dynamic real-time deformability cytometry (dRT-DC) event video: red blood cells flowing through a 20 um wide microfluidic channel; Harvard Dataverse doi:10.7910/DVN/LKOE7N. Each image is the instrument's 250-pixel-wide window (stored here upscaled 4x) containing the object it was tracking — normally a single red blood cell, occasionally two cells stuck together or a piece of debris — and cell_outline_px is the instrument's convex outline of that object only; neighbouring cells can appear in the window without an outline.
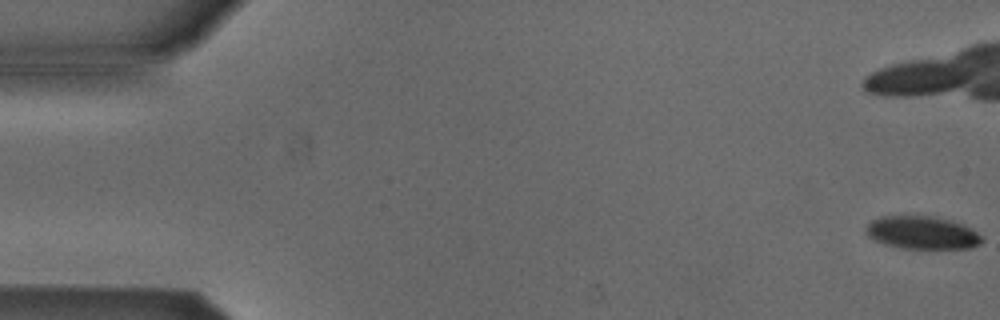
{"species": "Egyptian fruit bat (a non-hibernating species)", "species_latin": "Rousettus aegyptiacus", "temperature_condition": "cold", "stored_images_in_passage": 8, "camera_frame_rate_fps": 3000, "um_per_image_px": 0.085, "animal": {"sex": "male"}, "frame": {"image": 1, "passage_image": 1, "time_ms": 0.0, "image_size_px": [1000, 320], "cell_outline_px": [[984, 240], [980, 244], [972, 248], [904, 248], [884, 244], [868, 236], [864, 228], [872, 220], [880, 216], [932, 216], [948, 220], [972, 228]], "centroid_in_image_um": [78.37, 19.78], "position_along_channel_um": 6.6, "area_um2": 22.02}}
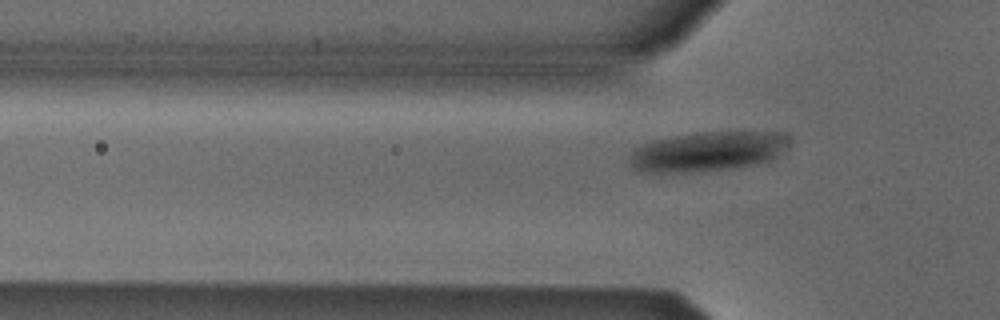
{"frame": {"image": 2, "passage_image": 8, "time_ms": 2.333, "image_size_px": [1000, 320], "cell_outline_px": [[788, 136], [772, 156], [768, 160], [756, 164], [740, 168], [696, 172], [636, 172], [632, 168], [632, 152], [636, 148], [652, 140], [700, 132], [776, 132]], "centroid_in_image_um": [60.02, 12.9], "position_along_channel_um": 65.8, "area_um2": 35.95}}